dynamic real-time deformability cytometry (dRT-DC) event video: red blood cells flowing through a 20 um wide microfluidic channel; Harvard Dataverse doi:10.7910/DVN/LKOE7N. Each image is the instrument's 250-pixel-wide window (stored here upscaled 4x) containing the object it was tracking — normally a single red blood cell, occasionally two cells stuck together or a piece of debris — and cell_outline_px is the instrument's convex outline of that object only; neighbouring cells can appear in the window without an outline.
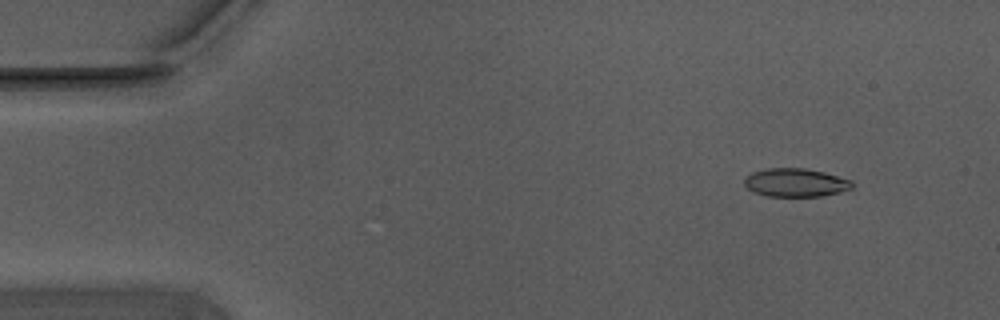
{"species": "Egyptian fruit bat (a non-hibernating species)", "species_latin": "Rousettus aegyptiacus", "temperature_condition": "warm", "stored_images_in_passage": 24, "camera_frame_rate_fps": 3000, "um_per_image_px": 0.085, "animal": {"sex": "male"}, "frame": {"image": 1, "passage_image": 3, "time_ms": 0.667, "image_size_px": [1000, 320], "cell_outline_px": [[852, 188], [840, 192], [820, 196], [768, 196], [752, 192], [744, 184], [744, 176], [752, 172], [768, 168], [804, 168], [824, 172], [852, 180]], "centroid_in_image_um": [67.59, 15.51], "position_along_channel_um": 17.4, "area_um2": 17.86}}
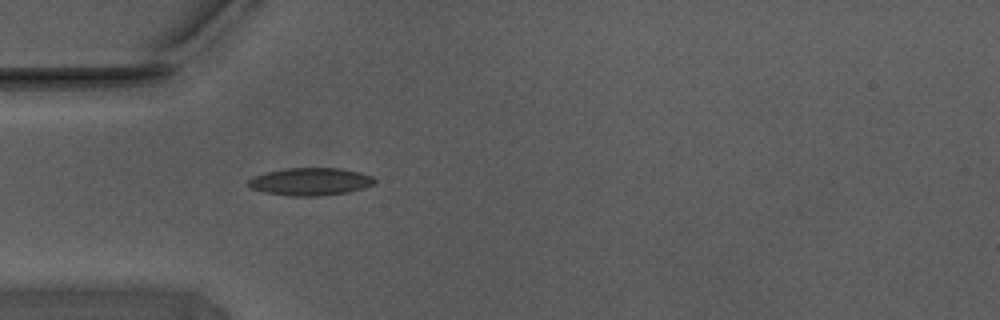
{"frame": {"image": 2, "passage_image": 14, "time_ms": 4.333, "image_size_px": [1000, 320], "cell_outline_px": [[376, 180], [372, 184], [348, 192], [320, 196], [292, 196], [264, 192], [252, 188], [248, 184], [248, 180], [252, 176], [264, 172], [284, 168], [340, 168], [372, 176]], "centroid_in_image_um": [26.32, 15.43], "position_along_channel_um": 58.7, "area_um2": 20.17}}
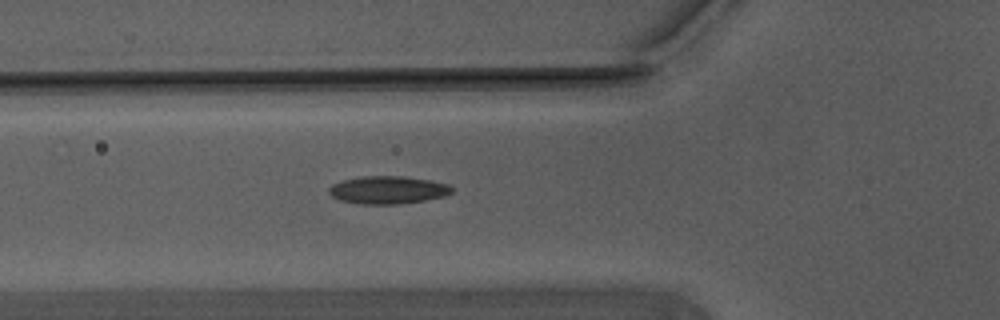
{"frame": {"image": 3, "passage_image": 17, "time_ms": 5.333, "image_size_px": [1000, 320], "cell_outline_px": [[452, 192], [444, 196], [424, 200], [400, 204], [360, 204], [340, 200], [332, 196], [328, 192], [328, 188], [332, 184], [344, 180], [364, 176], [404, 176], [432, 180], [448, 184], [452, 188]], "centroid_in_image_um": [32.97, 16.14], "position_along_channel_um": 92.8, "area_um2": 19.88}}